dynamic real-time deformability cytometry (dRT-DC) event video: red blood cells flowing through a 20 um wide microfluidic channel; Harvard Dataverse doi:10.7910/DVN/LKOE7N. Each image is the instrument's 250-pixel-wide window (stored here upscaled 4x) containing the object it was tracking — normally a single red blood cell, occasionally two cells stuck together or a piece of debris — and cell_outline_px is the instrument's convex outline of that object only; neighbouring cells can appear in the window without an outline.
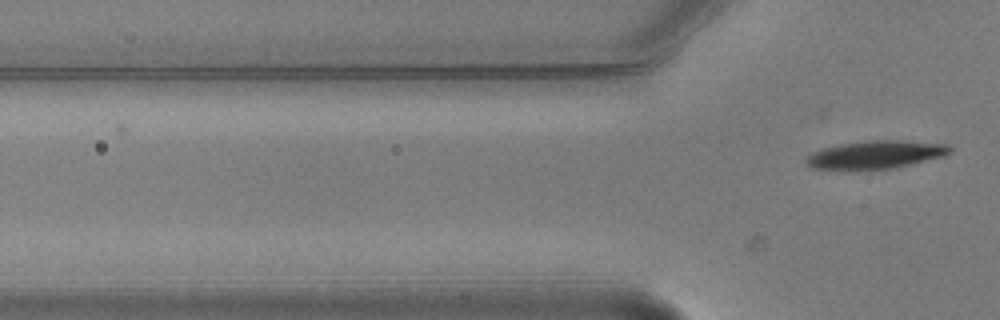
{"species": "common noctule bat (a hibernating species)", "species_latin": "Nyctalus noctula", "temperature_condition": "warm", "stored_images_in_passage": 6, "camera_frame_rate_fps": 3000, "um_per_image_px": 0.085, "animal": {"sex": "male", "body_mass_g": 20.5, "forearm_length_mm": 52.5}, "frame": {"image": 1, "passage_image": 6, "time_ms": 1.667, "image_size_px": [1000, 320], "cell_outline_px": [[952, 148], [944, 156], [896, 168], [812, 168], [804, 160], [812, 152], [824, 148], [840, 144], [864, 140], [904, 140], [948, 144]], "centroid_in_image_um": [74.48, 13.11], "position_along_channel_um": 51.3, "area_um2": 23.06}}